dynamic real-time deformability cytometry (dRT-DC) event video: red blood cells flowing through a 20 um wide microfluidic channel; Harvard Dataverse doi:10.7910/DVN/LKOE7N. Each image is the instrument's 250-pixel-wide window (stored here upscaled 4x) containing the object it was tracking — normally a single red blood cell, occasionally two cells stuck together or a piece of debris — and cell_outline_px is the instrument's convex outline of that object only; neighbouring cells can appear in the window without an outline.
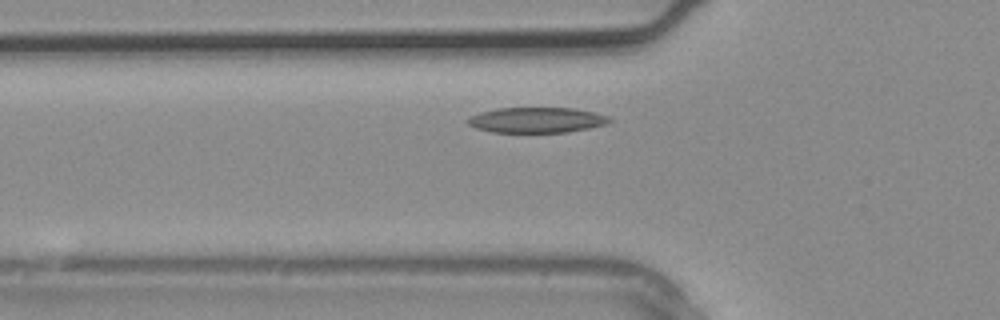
{"species": "common noctule bat (a hibernating species)", "species_latin": "Nyctalus noctula", "temperature_condition": "warm", "stored_images_in_passage": 3, "segment_of_instrument_passage": [1, 2], "camera_frame_rate_fps": 3000, "um_per_image_px": 0.085, "animal": {"sex": "male", "body_mass_g": 20.4}, "frame": {"image": 1, "passage_image": 2, "time_ms": 0.333, "image_size_px": [1000, 320], "cell_outline_px": [[612, 120], [608, 124], [568, 132], [492, 132], [476, 128], [468, 124], [464, 120], [468, 116], [480, 112], [496, 108], [576, 108], [608, 116]], "centroid_in_image_um": [45.58, 10.2], "position_along_channel_um": 80.2, "area_um2": 21.1}}